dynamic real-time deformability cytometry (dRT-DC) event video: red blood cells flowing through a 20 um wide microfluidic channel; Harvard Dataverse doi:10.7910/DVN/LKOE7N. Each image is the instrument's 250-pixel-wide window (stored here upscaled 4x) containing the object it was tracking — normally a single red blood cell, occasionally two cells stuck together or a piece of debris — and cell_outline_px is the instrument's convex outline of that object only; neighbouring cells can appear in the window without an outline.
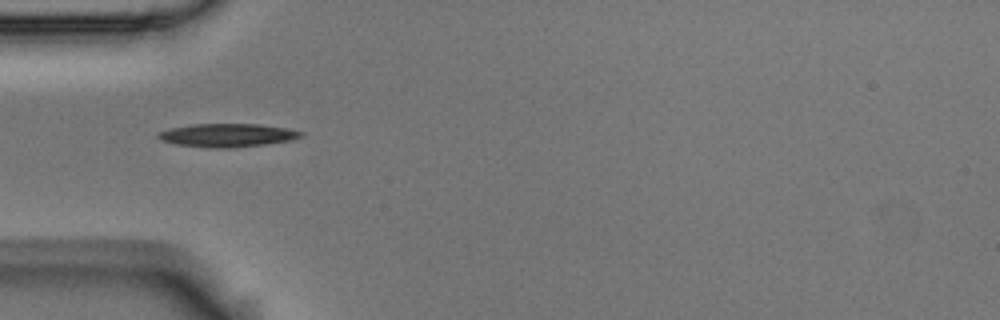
{"species": "Egyptian fruit bat (a non-hibernating species)", "species_latin": "Rousettus aegyptiacus", "temperature_condition": "room temperature", "stored_images_in_passage": 1, "camera_frame_rate_fps": 3000, "um_per_image_px": 0.085, "animal": {"sex": "male"}, "frame": {"image": 1, "passage_image": 1, "time_ms": 0.0, "image_size_px": [1000, 320], "cell_outline_px": [[304, 136], [292, 140], [264, 144], [232, 148], [212, 148], [176, 144], [160, 140], [156, 136], [156, 132], [172, 128], [192, 124], [260, 124], [288, 128], [304, 132]], "centroid_in_image_um": [19.34, 11.49], "position_along_channel_um": 65.7, "area_um2": 19.54}}